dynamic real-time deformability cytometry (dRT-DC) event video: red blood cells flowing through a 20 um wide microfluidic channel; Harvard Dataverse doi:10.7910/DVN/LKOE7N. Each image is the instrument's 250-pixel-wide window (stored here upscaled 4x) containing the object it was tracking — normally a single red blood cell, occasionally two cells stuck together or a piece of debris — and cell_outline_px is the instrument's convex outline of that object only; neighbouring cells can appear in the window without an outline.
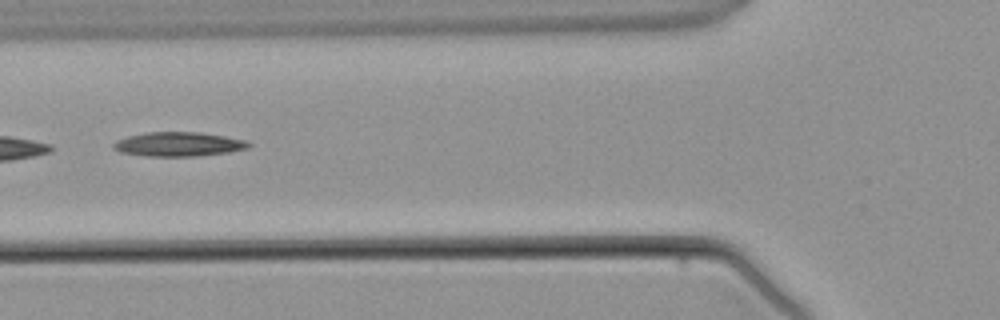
{"species": "common noctule bat (a hibernating species)", "species_latin": "Nyctalus noctula", "temperature_condition": "warm", "stored_images_in_passage": 3, "camera_frame_rate_fps": 3000, "um_per_image_px": 0.085, "animal": {"sex": "male", "body_mass_g": 21.5, "forearm_length_mm": 52.0}, "frame": {"image": 1, "passage_image": 3, "time_ms": 2.667, "image_size_px": [1000, 320], "cell_outline_px": [[252, 144], [248, 148], [228, 152], [200, 156], [148, 156], [120, 152], [112, 148], [112, 144], [116, 140], [128, 136], [148, 132], [200, 132], [248, 140]], "centroid_in_image_um": [15.19, 12.25], "position_along_channel_um": 110.6, "area_um2": 19.19}}